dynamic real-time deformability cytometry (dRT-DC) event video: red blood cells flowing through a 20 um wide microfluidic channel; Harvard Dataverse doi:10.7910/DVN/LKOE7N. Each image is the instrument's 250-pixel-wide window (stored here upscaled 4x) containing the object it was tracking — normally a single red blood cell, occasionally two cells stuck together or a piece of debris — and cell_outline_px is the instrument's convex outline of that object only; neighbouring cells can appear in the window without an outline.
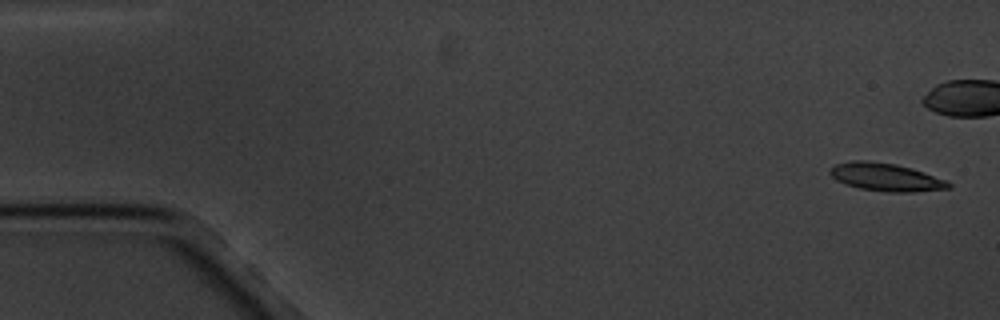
{"species": "common noctule bat (a hibernating species)", "species_latin": "Nyctalus noctula", "temperature_condition": "cold", "stored_images_in_passage": 9, "camera_frame_rate_fps": 3000, "um_per_image_px": 0.085, "animal": {"sex": "male", "body_mass_g": 20.1, "forearm_length_mm": 53.5}, "frame": {"image": 1, "passage_image": 1, "time_ms": 0.0, "image_size_px": [1000, 320], "cell_outline_px": [[952, 188], [912, 192], [888, 192], [860, 188], [844, 184], [836, 180], [828, 172], [836, 164], [852, 160], [868, 160], [896, 164], [912, 168], [948, 180], [952, 184]], "centroid_in_image_um": [75.33, 15.05], "position_along_channel_um": 9.7, "area_um2": 19.42}}
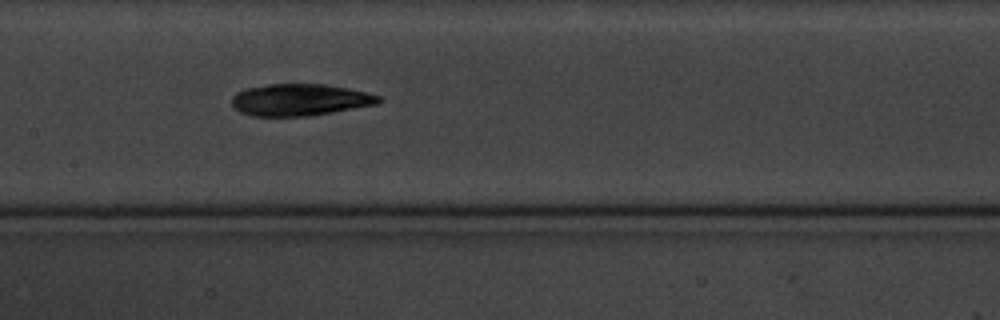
{"frame": {"image": 2, "passage_image": 8, "time_ms": 10.0, "image_size_px": [1000, 320], "cell_outline_px": [[384, 100], [376, 104], [332, 112], [308, 116], [252, 116], [240, 112], [232, 104], [232, 96], [236, 92], [244, 88], [268, 84], [324, 84], [348, 88], [380, 96]], "centroid_in_image_um": [25.46, 8.48], "position_along_channel_um": 181.9, "area_um2": 27.22}}
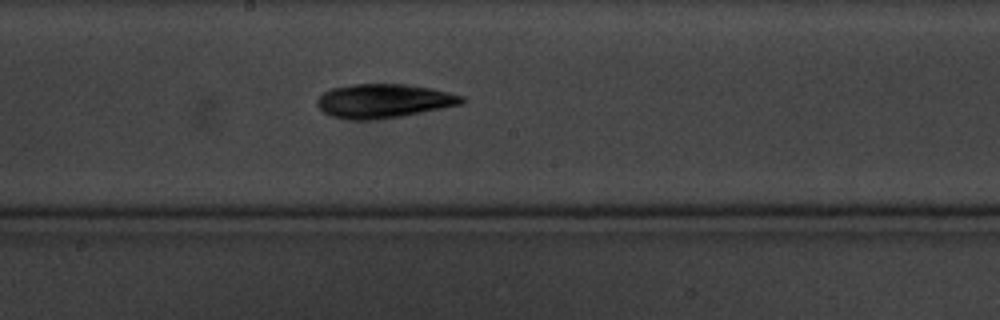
{"frame": {"image": 3, "passage_image": 9, "time_ms": 11.0, "image_size_px": [1000, 320], "cell_outline_px": [[464, 100], [460, 104], [404, 116], [376, 120], [348, 120], [332, 116], [324, 112], [316, 104], [316, 100], [324, 92], [332, 88], [352, 84], [408, 84], [448, 92], [464, 96]], "centroid_in_image_um": [32.58, 8.59], "position_along_channel_um": 215.6, "area_um2": 28.61}}